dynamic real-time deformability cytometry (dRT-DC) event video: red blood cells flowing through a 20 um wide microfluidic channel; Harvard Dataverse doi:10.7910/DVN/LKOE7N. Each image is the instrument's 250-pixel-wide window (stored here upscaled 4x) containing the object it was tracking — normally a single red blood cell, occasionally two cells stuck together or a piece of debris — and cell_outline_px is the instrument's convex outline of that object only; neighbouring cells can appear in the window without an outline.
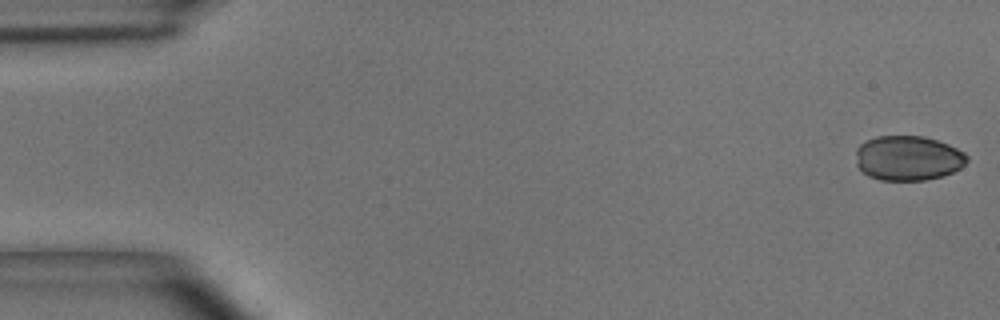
{"species": "common noctule bat (a hibernating species)", "species_latin": "Nyctalus noctula", "temperature_condition": "room temperature", "stored_images_in_passage": 54, "camera_frame_rate_fps": 3000, "um_per_image_px": 0.085, "animal": {"sex": "male", "body_mass_g": 15.6}, "frame": {"image": 1, "passage_image": 1, "time_ms": 0.0, "image_size_px": [1000, 320], "cell_outline_px": [[968, 160], [960, 168], [944, 176], [924, 180], [880, 180], [868, 176], [856, 164], [856, 148], [860, 144], [876, 136], [924, 136], [948, 144], [964, 152], [968, 156]], "centroid_in_image_um": [77.18, 13.44], "position_along_channel_um": 7.8, "area_um2": 29.07}}
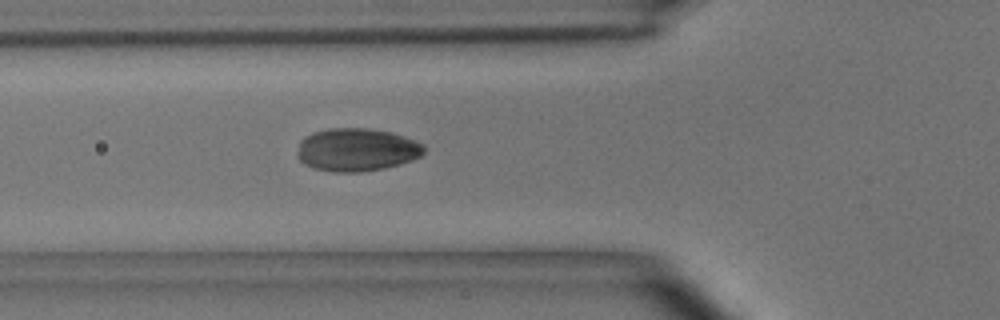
{"frame": {"image": 2, "passage_image": 19, "time_ms": 6.0, "image_size_px": [1000, 320], "cell_outline_px": [[424, 152], [420, 156], [412, 160], [400, 164], [384, 168], [360, 172], [332, 172], [312, 168], [304, 164], [296, 156], [300, 140], [304, 136], [312, 132], [328, 128], [372, 128], [392, 132], [404, 136], [424, 144]], "centroid_in_image_um": [30.29, 12.72], "position_along_channel_um": 95.5, "area_um2": 32.14}}
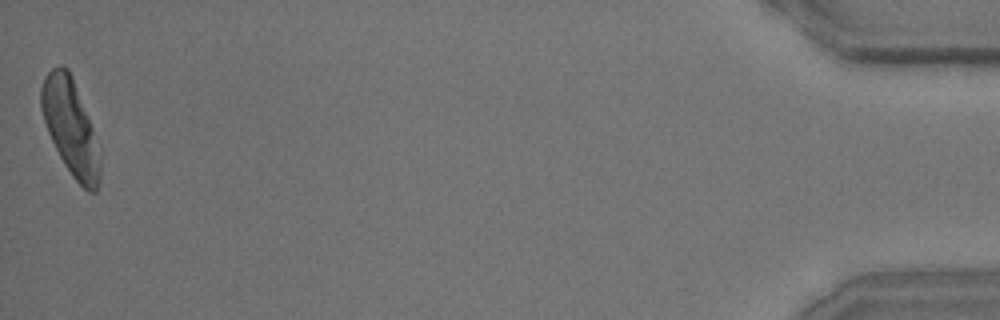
{"frame": {"image": 3, "passage_image": 54, "time_ms": 17.667, "image_size_px": [1000, 320], "cell_outline_px": [[100, 180], [96, 192], [88, 192], [72, 176], [64, 164], [48, 132], [40, 108], [40, 88], [44, 76], [52, 68], [60, 64], [68, 68], [72, 76], [92, 128], [100, 156]], "centroid_in_image_um": [5.97, 10.8], "position_along_channel_um": 429.2, "area_um2": 32.43}}